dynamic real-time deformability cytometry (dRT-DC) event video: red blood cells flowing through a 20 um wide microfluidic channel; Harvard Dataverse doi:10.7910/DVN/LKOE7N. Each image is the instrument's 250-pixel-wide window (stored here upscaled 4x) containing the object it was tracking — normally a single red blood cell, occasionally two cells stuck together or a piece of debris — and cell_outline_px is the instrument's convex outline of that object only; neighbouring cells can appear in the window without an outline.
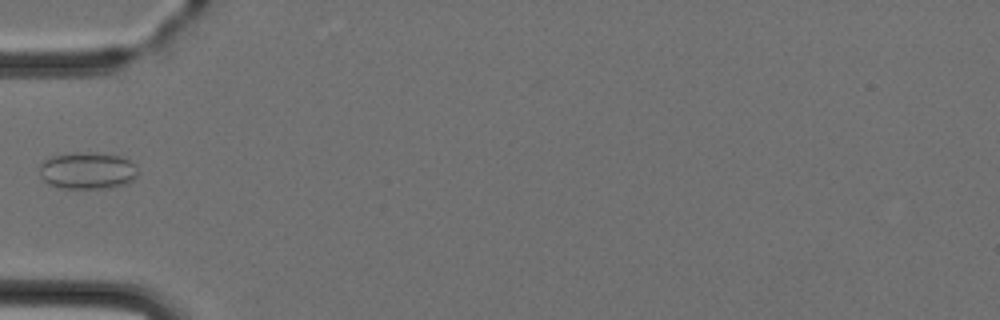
{"species": "Egyptian fruit bat (a non-hibernating species)", "species_latin": "Rousettus aegyptiacus", "temperature_condition": "cold", "stored_images_in_passage": 3, "camera_frame_rate_fps": 3000, "um_per_image_px": 0.085, "animal": {"sex": "female"}, "frame": {"image": 1, "passage_image": 3, "time_ms": 2.333, "image_size_px": [1000, 320], "cell_outline_px": [[136, 176], [132, 180], [124, 184], [108, 188], [60, 188], [48, 184], [40, 176], [40, 164], [44, 160], [52, 156], [72, 152], [92, 152], [120, 156], [128, 160], [136, 168]], "centroid_in_image_um": [7.38, 14.5], "position_along_channel_um": 77.6, "area_um2": 21.1}}